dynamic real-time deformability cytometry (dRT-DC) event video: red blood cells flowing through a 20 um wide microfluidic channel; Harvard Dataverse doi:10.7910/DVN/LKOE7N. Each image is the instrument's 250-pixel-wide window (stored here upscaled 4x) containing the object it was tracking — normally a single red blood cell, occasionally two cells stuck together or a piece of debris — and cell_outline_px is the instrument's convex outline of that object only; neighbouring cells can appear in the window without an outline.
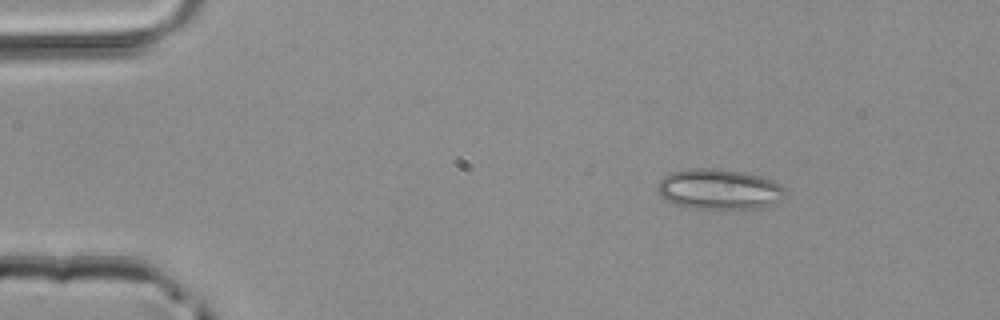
{"species": "common noctule bat (a hibernating species)", "species_latin": "Nyctalus noctula", "temperature_condition": "room temperature", "stored_images_in_passage": 42, "camera_frame_rate_fps": 3000, "um_per_image_px": 0.085, "animal": {"sex": "male", "body_mass_g": 20.4}, "frame": {"image": 1, "passage_image": 1, "time_ms": 0.0, "image_size_px": [1000, 320], "cell_outline_px": [[788, 196], [764, 208], [684, 208], [672, 204], [660, 196], [656, 192], [656, 188], [660, 180], [664, 176], [672, 172], [688, 168], [716, 168], [744, 172], [760, 176], [772, 180], [788, 188]], "centroid_in_image_um": [61.14, 16.09], "position_along_channel_um": 23.9, "area_um2": 30.69}}
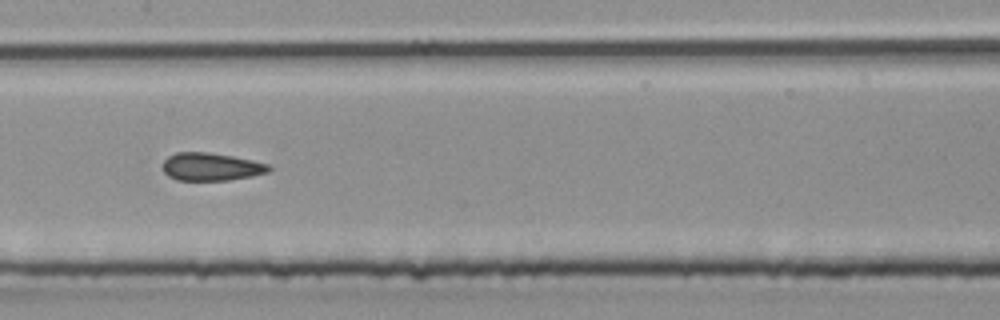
{"frame": {"image": 2, "passage_image": 18, "time_ms": 5.667, "image_size_px": [1000, 320], "cell_outline_px": [[272, 168], [268, 172], [252, 176], [228, 180], [176, 180], [168, 176], [164, 172], [164, 160], [168, 156], [176, 152], [208, 152], [232, 156], [252, 160], [268, 164]], "centroid_in_image_um": [17.94, 14.17], "position_along_channel_um": 189.5, "area_um2": 17.17}}
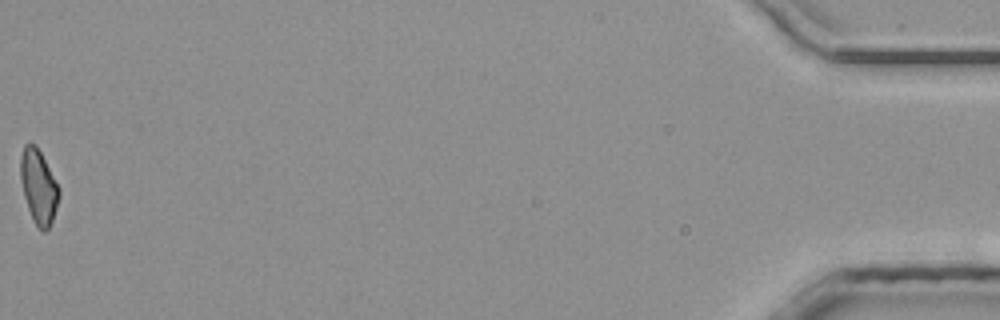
{"frame": {"image": 3, "passage_image": 42, "time_ms": 13.667, "image_size_px": [1000, 320], "cell_outline_px": [[60, 196], [52, 220], [48, 228], [44, 232], [36, 224], [28, 208], [24, 196], [20, 180], [20, 156], [24, 144], [36, 144], [60, 188]], "centroid_in_image_um": [3.27, 15.82], "position_along_channel_um": 431.9, "area_um2": 16.47}}